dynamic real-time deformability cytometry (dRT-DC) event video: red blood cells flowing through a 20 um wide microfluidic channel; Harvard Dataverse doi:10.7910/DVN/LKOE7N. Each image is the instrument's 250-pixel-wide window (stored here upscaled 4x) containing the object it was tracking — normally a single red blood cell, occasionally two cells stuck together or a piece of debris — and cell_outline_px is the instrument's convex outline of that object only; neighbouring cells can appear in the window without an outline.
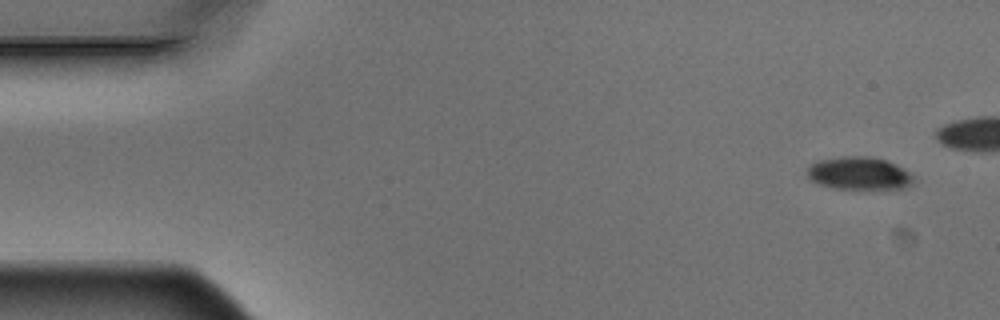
{"species": "Egyptian fruit bat (a non-hibernating species)", "species_latin": "Rousettus aegyptiacus", "temperature_condition": "warm", "stored_images_in_passage": 5, "camera_frame_rate_fps": 3000, "um_per_image_px": 0.085, "animal": {"sex": "male"}, "frame": {"image": 1, "passage_image": 1, "time_ms": 0.0, "image_size_px": [1000, 320], "cell_outline_px": [[916, 180], [912, 184], [904, 188], [832, 188], [820, 184], [812, 180], [808, 176], [808, 168], [816, 160], [840, 156], [872, 156], [896, 164], [904, 168]], "centroid_in_image_um": [73.03, 14.71], "position_along_channel_um": 12.0, "area_um2": 20.23}}